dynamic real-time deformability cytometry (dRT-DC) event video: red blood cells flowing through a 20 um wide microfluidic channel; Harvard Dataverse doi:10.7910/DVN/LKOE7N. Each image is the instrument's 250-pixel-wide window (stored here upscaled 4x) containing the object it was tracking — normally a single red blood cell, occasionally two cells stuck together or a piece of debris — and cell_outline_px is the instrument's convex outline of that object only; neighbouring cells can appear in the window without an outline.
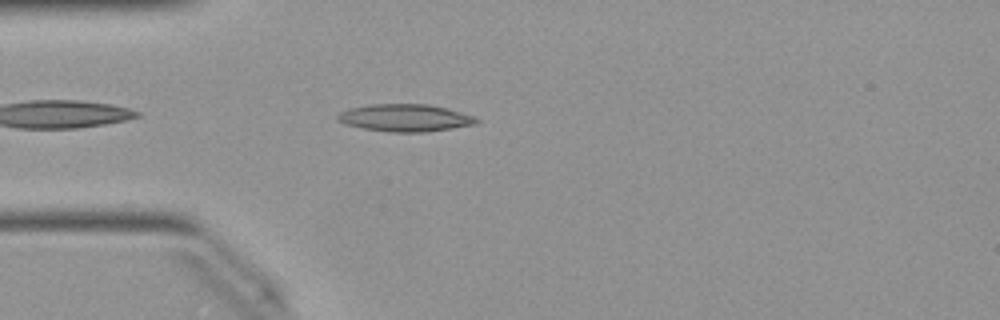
{"species": "Egyptian fruit bat (a non-hibernating species)", "species_latin": "Rousettus aegyptiacus", "temperature_condition": "warm", "stored_images_in_passage": 33, "camera_frame_rate_fps": 3000, "um_per_image_px": 0.085, "animal": {"sex": "female"}, "frame": {"image": 1, "passage_image": 3, "time_ms": 0.667, "image_size_px": [1000, 320], "cell_outline_px": [[480, 120], [476, 124], [452, 128], [424, 132], [392, 132], [364, 128], [344, 124], [336, 120], [336, 116], [340, 112], [348, 108], [372, 104], [428, 104], [476, 116]], "centroid_in_image_um": [34.42, 10.01], "position_along_channel_um": 50.6, "area_um2": 22.08}}
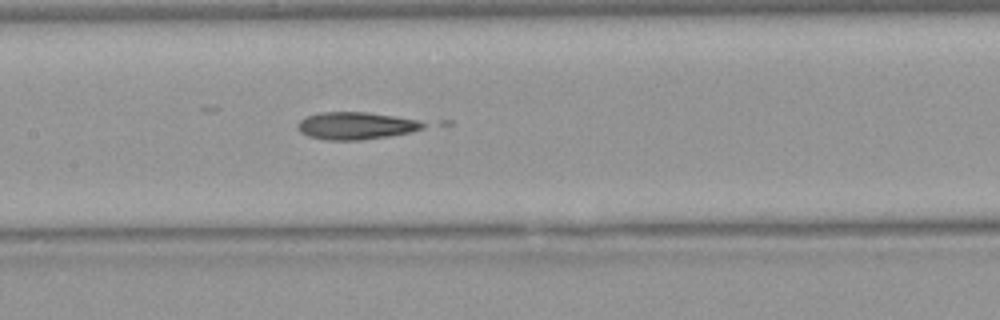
{"frame": {"image": 2, "passage_image": 13, "time_ms": 4.0, "image_size_px": [1000, 320], "cell_outline_px": [[432, 124], [424, 128], [412, 132], [388, 136], [360, 140], [328, 140], [308, 136], [300, 132], [296, 128], [296, 124], [300, 120], [308, 116], [320, 112], [368, 112], [420, 120]], "centroid_in_image_um": [30.3, 10.68], "position_along_channel_um": 177.1, "area_um2": 20.29}}
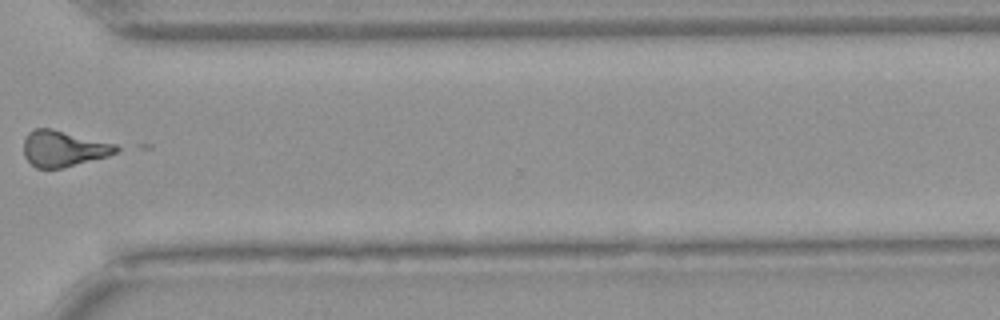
{"frame": {"image": 3, "passage_image": 27, "time_ms": 8.667, "image_size_px": [1000, 320], "cell_outline_px": [[128, 148], [120, 152], [108, 156], [64, 168], [36, 168], [24, 156], [24, 140], [28, 132], [36, 128], [52, 128], [116, 144]], "centroid_in_image_um": [5.48, 12.63], "position_along_channel_um": 365.1, "area_um2": 19.77}}